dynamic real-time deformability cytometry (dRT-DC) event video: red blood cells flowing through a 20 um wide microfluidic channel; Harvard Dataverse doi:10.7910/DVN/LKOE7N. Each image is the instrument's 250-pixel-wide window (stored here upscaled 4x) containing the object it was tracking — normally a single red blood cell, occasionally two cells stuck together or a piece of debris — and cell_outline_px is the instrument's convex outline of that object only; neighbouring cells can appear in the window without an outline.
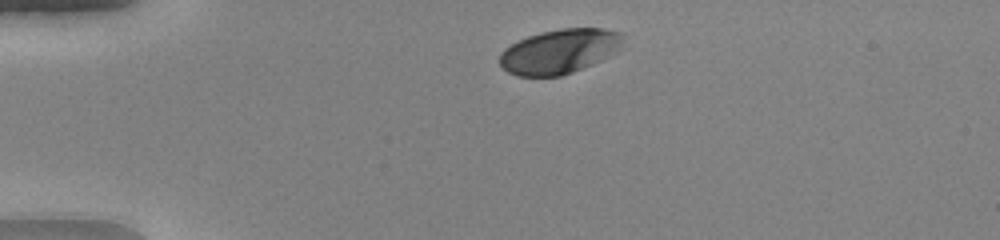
{"species": "human", "species_latin": "Homo sapiens", "temperature_condition": "warm", "stored_images_in_passage": 36, "camera_frame_rate_fps": 3000, "um_per_image_px": 0.085, "donor": {"sex": "female"}, "frame": {"image": 1, "passage_image": 4, "time_ms": 1.0, "image_size_px": [1000, 240], "cell_outline_px": [[624, 48], [592, 64], [572, 72], [560, 76], [516, 76], [508, 72], [500, 64], [500, 52], [504, 48], [528, 36], [540, 32], [560, 28], [600, 28], [620, 32], [624, 36]], "centroid_in_image_um": [47.59, 4.35], "position_along_channel_um": 37.4, "area_um2": 32.14}}
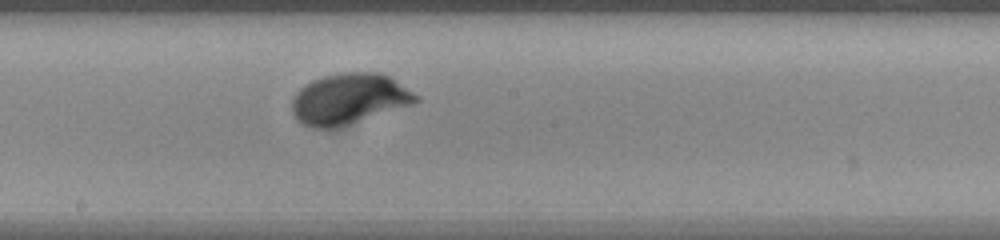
{"frame": {"image": 2, "passage_image": 21, "time_ms": 6.667, "image_size_px": [1000, 240], "cell_outline_px": [[420, 100], [412, 104], [336, 128], [312, 128], [300, 124], [296, 120], [292, 112], [292, 100], [296, 92], [304, 84], [312, 80], [324, 76], [340, 72], [380, 72], [388, 76], [420, 96]], "centroid_in_image_um": [29.63, 8.4], "position_along_channel_um": 218.6, "area_um2": 36.7}}
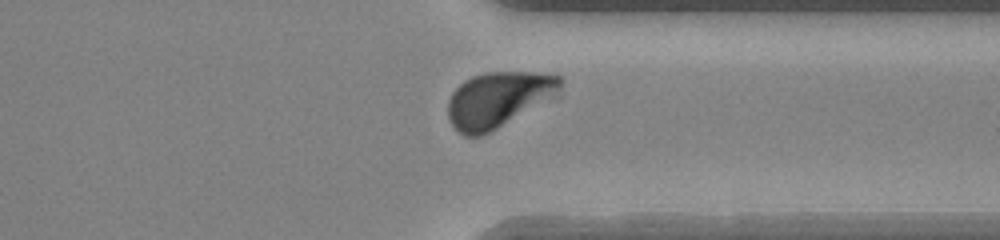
{"frame": {"image": 3, "passage_image": 32, "time_ms": 10.333, "image_size_px": [1000, 240], "cell_outline_px": [[560, 96], [556, 100], [480, 136], [464, 136], [456, 132], [448, 120], [448, 100], [452, 92], [464, 80], [472, 76], [484, 72], [532, 72], [560, 76]], "centroid_in_image_um": [42.4, 8.48], "position_along_channel_um": 369.0, "area_um2": 37.28}, "authors_computed_cell_mechanics": {"area_um2": 34.969, "velocity_mm_per_s": 4.0892, "shape_relaxation_time_tau1_ms": 2.1527, "shape_relaxation_time_tau2_ms": null, "deformation_change_tau1": 0.1607, "deformation_change_tau2": null}}